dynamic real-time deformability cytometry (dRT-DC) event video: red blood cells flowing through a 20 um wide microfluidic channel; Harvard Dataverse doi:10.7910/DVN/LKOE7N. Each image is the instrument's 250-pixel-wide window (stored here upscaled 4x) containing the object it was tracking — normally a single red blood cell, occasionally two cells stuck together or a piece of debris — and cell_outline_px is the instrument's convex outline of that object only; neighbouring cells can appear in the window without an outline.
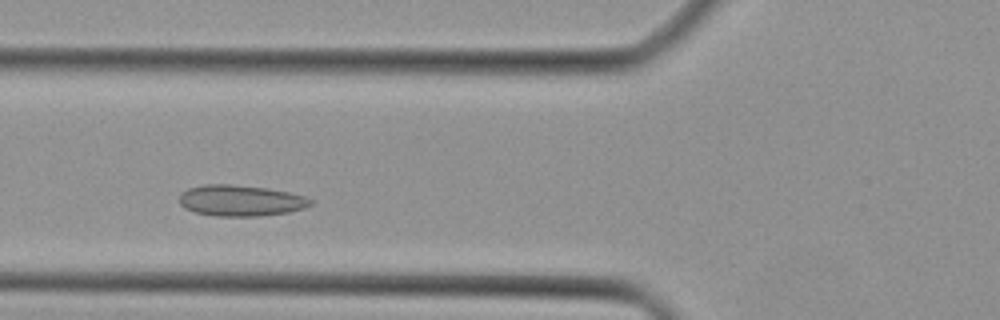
{"species": "Egyptian fruit bat (a non-hibernating species)", "species_latin": "Rousettus aegyptiacus", "temperature_condition": "cold", "stored_images_in_passage": 29, "camera_frame_rate_fps": 3000, "um_per_image_px": 0.085, "animal": {"sex": "female"}, "frame": {"image": 1, "passage_image": 6, "time_ms": 1.667, "image_size_px": [1000, 320], "cell_outline_px": [[312, 204], [304, 208], [288, 212], [260, 216], [212, 216], [196, 212], [184, 208], [180, 204], [180, 192], [188, 188], [204, 184], [232, 184], [268, 188], [288, 192], [304, 196], [312, 200]], "centroid_in_image_um": [20.43, 17.04], "position_along_channel_um": 105.4, "area_um2": 23.87}}
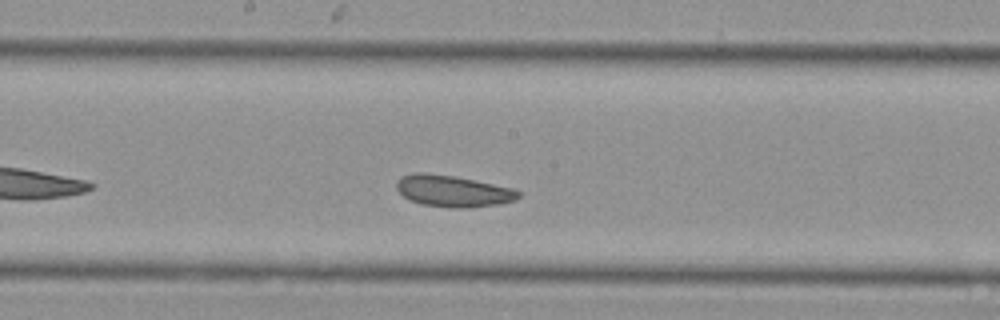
{"frame": {"image": 2, "passage_image": 13, "time_ms": 4.0, "image_size_px": [1000, 320], "cell_outline_px": [[520, 196], [516, 200], [500, 204], [468, 208], [452, 208], [420, 204], [408, 200], [396, 188], [396, 184], [404, 176], [416, 172], [424, 172], [452, 176], [512, 188], [520, 192]], "centroid_in_image_um": [38.51, 16.26], "position_along_channel_um": 209.7, "area_um2": 22.2}}
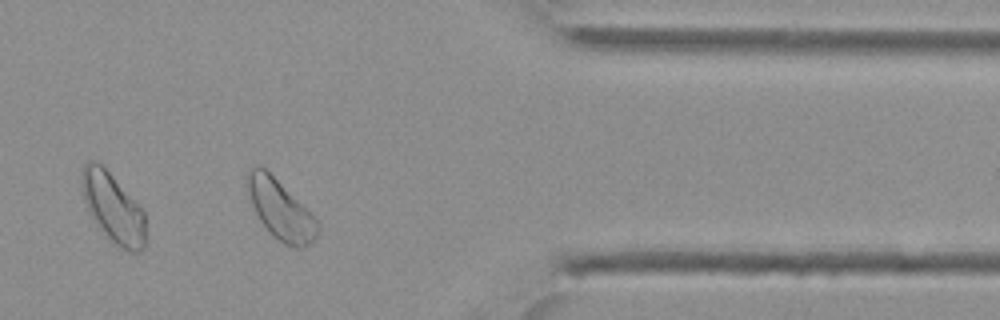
{"frame": {"image": 3, "passage_image": 26, "time_ms": 8.333, "image_size_px": [1000, 320], "cell_outline_px": [[320, 228], [316, 236], [304, 248], [296, 248], [284, 244], [272, 236], [260, 220], [252, 204], [248, 192], [248, 168], [256, 164], [260, 164], [320, 224]], "centroid_in_image_um": [23.82, 17.85], "position_along_channel_um": 387.6, "area_um2": 23.47}}